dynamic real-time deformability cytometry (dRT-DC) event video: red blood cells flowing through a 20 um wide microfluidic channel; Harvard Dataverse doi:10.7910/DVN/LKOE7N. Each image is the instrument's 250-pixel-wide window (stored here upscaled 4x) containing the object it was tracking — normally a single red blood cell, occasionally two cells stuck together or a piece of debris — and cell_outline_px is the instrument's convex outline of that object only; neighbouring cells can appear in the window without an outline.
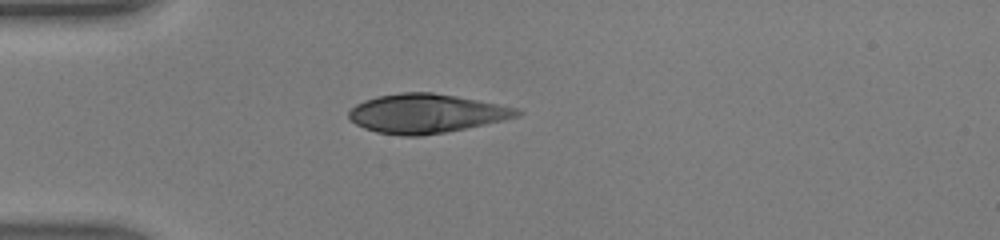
{"species": "human", "species_latin": "Homo sapiens", "temperature_condition": "warm", "stored_images_in_passage": 34, "camera_frame_rate_fps": 3000, "um_per_image_px": 0.085, "donor": {"sex": "male"}, "frame": {"image": 1, "passage_image": 1, "time_ms": 0.0, "image_size_px": [1000, 240], "cell_outline_px": [[524, 112], [520, 116], [504, 120], [444, 132], [420, 136], [404, 136], [376, 132], [364, 128], [356, 124], [348, 116], [348, 112], [356, 104], [364, 100], [376, 96], [400, 92], [432, 92], [456, 96], [520, 108]], "centroid_in_image_um": [36.24, 9.64], "position_along_channel_um": 48.8, "area_um2": 38.26}}
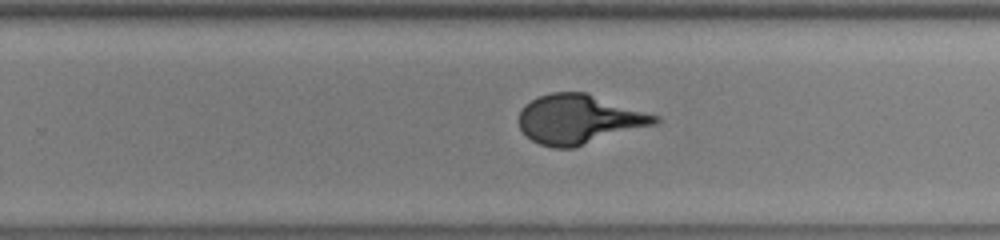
{"frame": {"image": 2, "passage_image": 18, "time_ms": 5.667, "image_size_px": [1000, 240], "cell_outline_px": [[660, 120], [656, 124], [572, 148], [552, 148], [540, 144], [532, 140], [520, 128], [520, 112], [524, 104], [540, 96], [552, 92], [584, 92], [660, 116]], "centroid_in_image_um": [49.22, 10.14], "position_along_channel_um": 280.6, "area_um2": 38.73}}
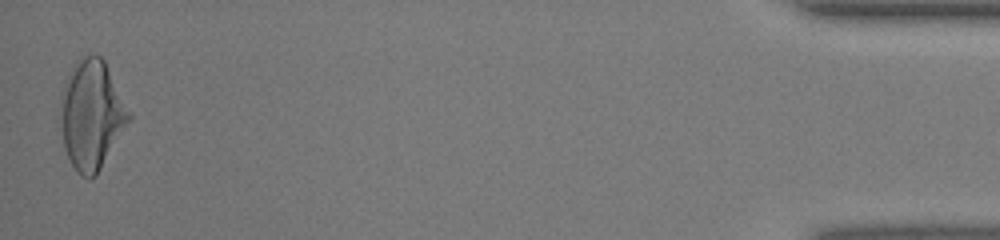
{"frame": {"image": 3, "passage_image": 34, "time_ms": 11.0, "image_size_px": [1000, 240], "cell_outline_px": [[132, 116], [96, 176], [88, 180], [80, 176], [76, 172], [64, 148], [60, 104], [60, 100], [64, 88], [72, 68], [76, 60], [80, 56], [88, 52], [100, 56], [104, 60]], "centroid_in_image_um": [7.78, 9.76], "position_along_channel_um": 427.4, "area_um2": 43.06}}